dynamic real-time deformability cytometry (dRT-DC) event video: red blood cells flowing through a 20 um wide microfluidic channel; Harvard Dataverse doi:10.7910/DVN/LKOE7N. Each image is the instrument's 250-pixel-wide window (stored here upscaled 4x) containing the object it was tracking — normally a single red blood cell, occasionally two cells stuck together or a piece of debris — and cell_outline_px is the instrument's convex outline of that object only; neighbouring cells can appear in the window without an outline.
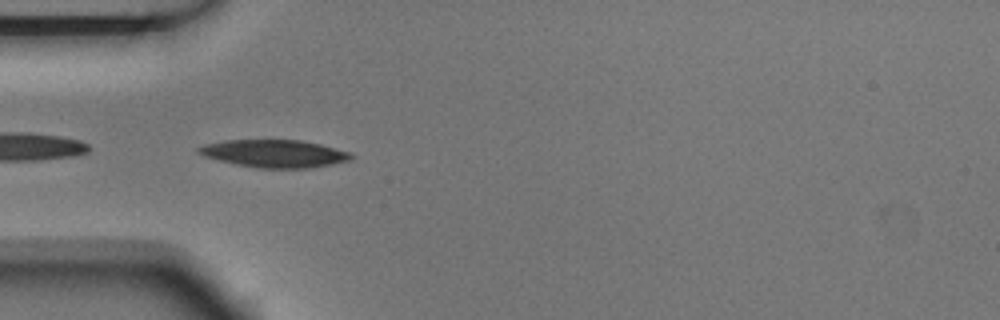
{"species": "Egyptian fruit bat (a non-hibernating species)", "species_latin": "Rousettus aegyptiacus", "temperature_condition": "room temperature", "stored_images_in_passage": 10, "camera_frame_rate_fps": 3000, "um_per_image_px": 0.085, "animal": {"sex": "male"}, "frame": {"image": 1, "passage_image": 4, "time_ms": 1.0, "image_size_px": [1000, 320], "cell_outline_px": [[352, 156], [348, 160], [332, 164], [308, 168], [256, 168], [236, 164], [204, 156], [196, 152], [196, 148], [204, 144], [224, 140], [300, 140], [320, 144], [352, 152]], "centroid_in_image_um": [23.29, 13.05], "position_along_channel_um": 61.7, "area_um2": 24.51}}
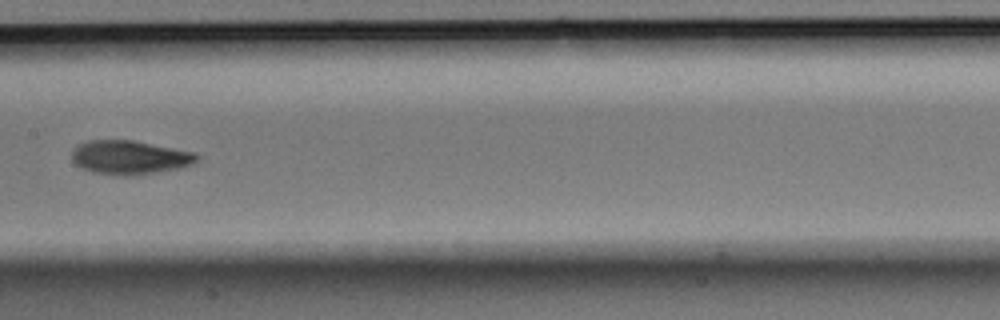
{"frame": {"image": 2, "passage_image": 7, "time_ms": 2.0, "image_size_px": [1000, 320], "cell_outline_px": [[200, 156], [192, 164], [180, 168], [132, 176], [124, 176], [92, 172], [76, 164], [72, 160], [72, 152], [80, 144], [88, 140], [132, 140], [196, 152]], "centroid_in_image_um": [11.05, 13.38], "position_along_channel_um": 196.3, "area_um2": 24.57}}
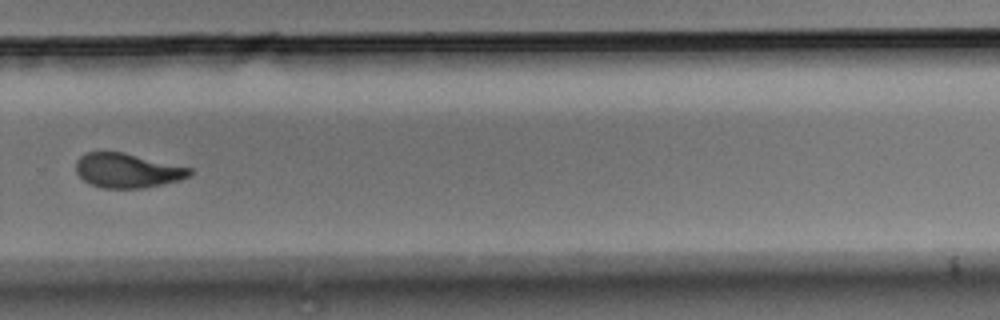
{"frame": {"image": 3, "passage_image": 10, "time_ms": 3.0, "image_size_px": [1000, 320], "cell_outline_px": [[192, 172], [188, 176], [180, 180], [140, 188], [104, 188], [92, 184], [84, 180], [76, 172], [76, 160], [80, 156], [88, 152], [124, 152], [192, 168]], "centroid_in_image_um": [10.82, 14.48], "position_along_channel_um": 319.0, "area_um2": 22.6}}